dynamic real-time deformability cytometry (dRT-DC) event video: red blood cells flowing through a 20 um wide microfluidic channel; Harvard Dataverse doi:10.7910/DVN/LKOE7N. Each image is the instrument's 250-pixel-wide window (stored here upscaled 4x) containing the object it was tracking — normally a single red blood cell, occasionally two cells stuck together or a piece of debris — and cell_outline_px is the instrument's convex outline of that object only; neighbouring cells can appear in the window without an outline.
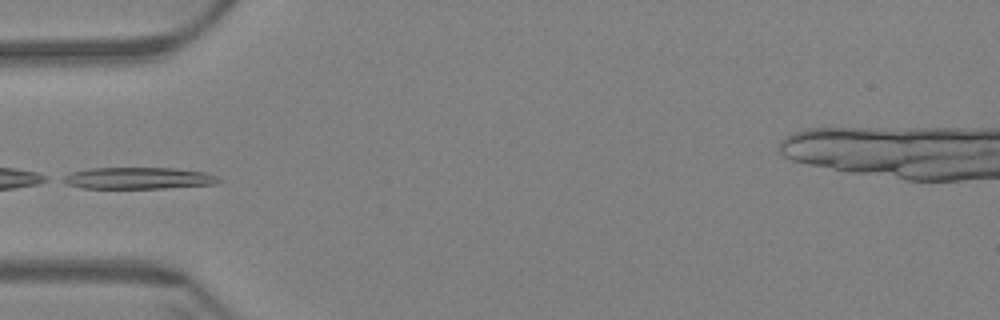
{"species": "Egyptian fruit bat (a non-hibernating species)", "species_latin": "Rousettus aegyptiacus", "temperature_condition": "warm", "stored_images_in_passage": 40, "camera_frame_rate_fps": 3000, "um_per_image_px": 0.085, "animal": {"sex": "female"}, "frame": {"image": 1, "passage_image": 1, "time_ms": 0.0, "image_size_px": [1000, 320], "cell_outline_px": [[220, 180], [216, 184], [164, 188], [80, 188], [68, 184], [60, 180], [60, 176], [68, 172], [88, 168], [176, 168], [204, 172], [216, 176]], "centroid_in_image_um": [11.66, 15.14], "position_along_channel_um": 73.3, "area_um2": 19.83}}